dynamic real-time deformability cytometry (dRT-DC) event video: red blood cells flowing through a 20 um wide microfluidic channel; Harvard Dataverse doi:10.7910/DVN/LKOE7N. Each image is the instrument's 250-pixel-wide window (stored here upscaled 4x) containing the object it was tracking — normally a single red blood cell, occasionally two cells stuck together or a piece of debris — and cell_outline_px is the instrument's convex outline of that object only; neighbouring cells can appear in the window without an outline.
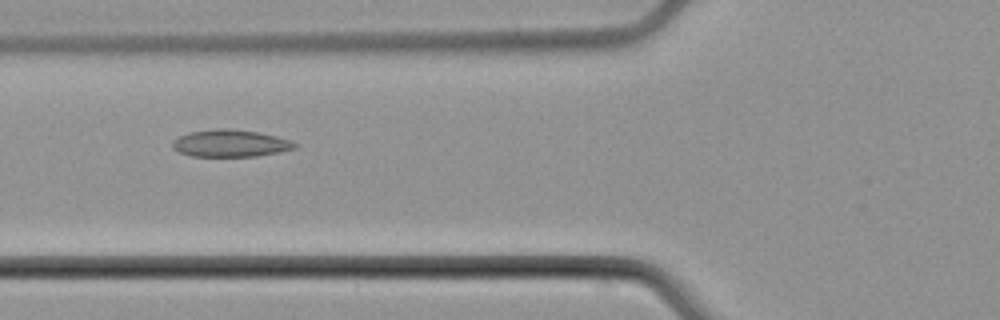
{"species": "common noctule bat (a hibernating species)", "species_latin": "Nyctalus noctula", "temperature_condition": "cold", "stored_images_in_passage": 6, "camera_frame_rate_fps": 3000, "um_per_image_px": 0.085, "animal": {"sex": "male", "body_mass_g": 21.5, "forearm_length_mm": 52.0}, "frame": {"image": 1, "passage_image": 6, "time_ms": 6.333, "image_size_px": [1000, 320], "cell_outline_px": [[300, 144], [296, 148], [280, 152], [256, 156], [192, 156], [180, 152], [172, 148], [172, 140], [188, 132], [216, 128], [228, 128], [256, 132], [276, 136], [292, 140]], "centroid_in_image_um": [19.6, 12.18], "position_along_channel_um": 106.2, "area_um2": 19.48}}